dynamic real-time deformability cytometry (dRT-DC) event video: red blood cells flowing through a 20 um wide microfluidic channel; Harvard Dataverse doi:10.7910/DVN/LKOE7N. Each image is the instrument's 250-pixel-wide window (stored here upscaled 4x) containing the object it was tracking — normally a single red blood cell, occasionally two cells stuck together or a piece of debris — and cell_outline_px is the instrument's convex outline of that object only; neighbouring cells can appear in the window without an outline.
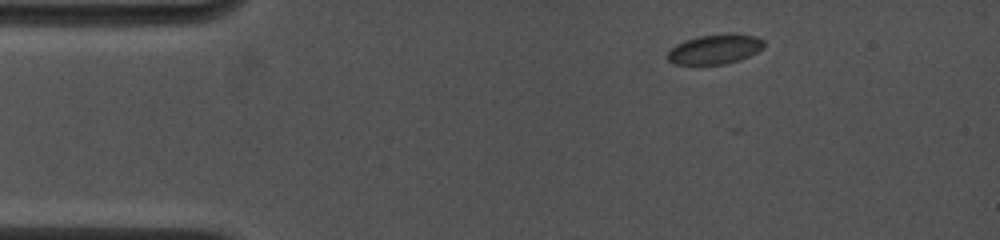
{"species": "common noctule bat (a hibernating species)", "species_latin": "Nyctalus noctula", "temperature_condition": "cold", "stored_images_in_passage": 66, "camera_frame_rate_fps": 4500, "um_per_image_px": 0.085, "animal": {"sex": "female", "body_mass_g": 19.0, "forearm_length_mm": 53.3}, "frame": {"image": 1, "passage_image": 2, "time_ms": 0.222, "image_size_px": [1000, 240], "cell_outline_px": [[764, 48], [740, 60], [724, 64], [672, 64], [668, 60], [668, 52], [676, 44], [684, 40], [700, 36], [728, 32], [732, 32], [756, 36], [764, 40]], "centroid_in_image_um": [60.8, 4.16], "position_along_channel_um": 24.2, "area_um2": 16.88}}
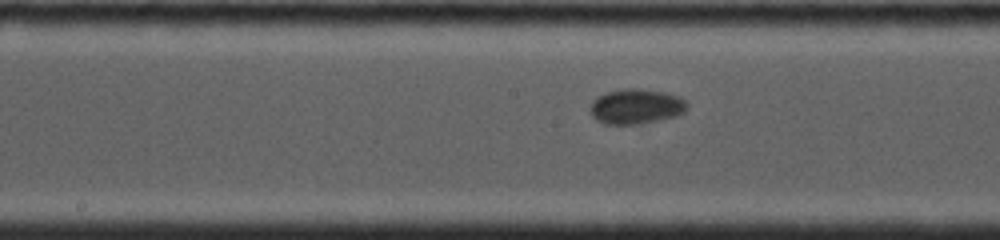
{"frame": {"image": 2, "passage_image": 30, "time_ms": 6.444, "image_size_px": [1000, 240], "cell_outline_px": [[688, 108], [684, 112], [676, 116], [640, 124], [604, 124], [596, 120], [592, 116], [588, 108], [592, 100], [596, 96], [604, 92], [628, 88], [632, 88], [664, 92], [676, 96], [684, 100], [688, 104]], "centroid_in_image_um": [54.01, 9.05], "position_along_channel_um": 194.2, "area_um2": 19.94}}
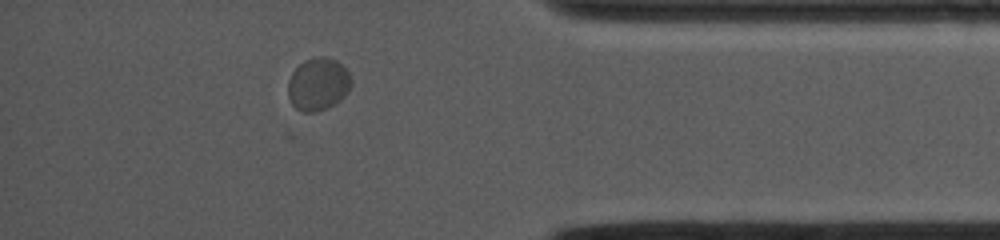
{"frame": {"image": 3, "passage_image": 57, "time_ms": 12.444, "image_size_px": [1000, 240], "cell_outline_px": [[352, 84], [348, 92], [340, 100], [328, 108], [316, 112], [304, 112], [296, 108], [292, 104], [288, 96], [288, 80], [292, 72], [304, 60], [316, 56], [328, 56], [336, 60], [348, 72], [352, 80]], "centroid_in_image_um": [27.04, 7.15], "position_along_channel_um": 408.2, "area_um2": 19.59}}